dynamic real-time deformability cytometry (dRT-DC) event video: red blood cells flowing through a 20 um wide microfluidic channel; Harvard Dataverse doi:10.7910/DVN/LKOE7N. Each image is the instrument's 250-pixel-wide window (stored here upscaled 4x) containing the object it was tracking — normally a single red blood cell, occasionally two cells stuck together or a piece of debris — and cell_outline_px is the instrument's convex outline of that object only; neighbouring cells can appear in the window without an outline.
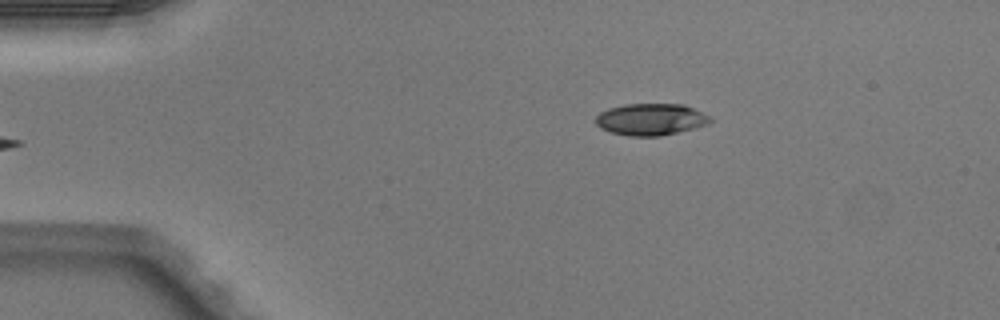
{"species": "Egyptian fruit bat (a non-hibernating species)", "species_latin": "Rousettus aegyptiacus", "temperature_condition": "warm", "stored_images_in_passage": 4, "camera_frame_rate_fps": 3000, "um_per_image_px": 0.085, "animal": {"sex": "male"}, "frame": {"image": 1, "passage_image": 4, "time_ms": 1.0, "image_size_px": [1000, 320], "cell_outline_px": [[712, 120], [704, 124], [692, 128], [660, 136], [628, 136], [612, 132], [600, 128], [596, 124], [596, 116], [600, 112], [608, 108], [624, 104], [684, 104], [712, 116]], "centroid_in_image_um": [55.29, 10.13], "position_along_channel_um": 29.7, "area_um2": 21.1}}